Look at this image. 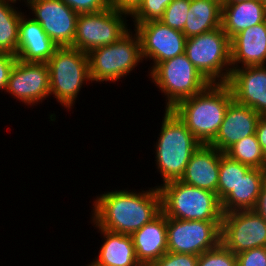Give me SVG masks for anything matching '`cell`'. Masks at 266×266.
<instances>
[{
  "mask_svg": "<svg viewBox=\"0 0 266 266\" xmlns=\"http://www.w3.org/2000/svg\"><path fill=\"white\" fill-rule=\"evenodd\" d=\"M250 169L251 167L233 160L221 152L217 188V197L220 202L234 190L241 177H244Z\"/></svg>",
  "mask_w": 266,
  "mask_h": 266,
  "instance_id": "cell-27",
  "label": "cell"
},
{
  "mask_svg": "<svg viewBox=\"0 0 266 266\" xmlns=\"http://www.w3.org/2000/svg\"><path fill=\"white\" fill-rule=\"evenodd\" d=\"M214 1H216V2L220 3L221 5H223V4H224V0H214Z\"/></svg>",
  "mask_w": 266,
  "mask_h": 266,
  "instance_id": "cell-39",
  "label": "cell"
},
{
  "mask_svg": "<svg viewBox=\"0 0 266 266\" xmlns=\"http://www.w3.org/2000/svg\"><path fill=\"white\" fill-rule=\"evenodd\" d=\"M5 92L30 107L42 103L50 96V72L47 63L17 59Z\"/></svg>",
  "mask_w": 266,
  "mask_h": 266,
  "instance_id": "cell-14",
  "label": "cell"
},
{
  "mask_svg": "<svg viewBox=\"0 0 266 266\" xmlns=\"http://www.w3.org/2000/svg\"><path fill=\"white\" fill-rule=\"evenodd\" d=\"M116 190L98 194L93 200L91 221L107 231L132 235L161 212V195L157 186L136 192Z\"/></svg>",
  "mask_w": 266,
  "mask_h": 266,
  "instance_id": "cell-1",
  "label": "cell"
},
{
  "mask_svg": "<svg viewBox=\"0 0 266 266\" xmlns=\"http://www.w3.org/2000/svg\"><path fill=\"white\" fill-rule=\"evenodd\" d=\"M131 237L140 264L150 265L159 260L168 252L166 215L161 212L151 222L134 232Z\"/></svg>",
  "mask_w": 266,
  "mask_h": 266,
  "instance_id": "cell-20",
  "label": "cell"
},
{
  "mask_svg": "<svg viewBox=\"0 0 266 266\" xmlns=\"http://www.w3.org/2000/svg\"><path fill=\"white\" fill-rule=\"evenodd\" d=\"M32 19L38 22L45 33L59 47H73L78 13L61 0H26Z\"/></svg>",
  "mask_w": 266,
  "mask_h": 266,
  "instance_id": "cell-12",
  "label": "cell"
},
{
  "mask_svg": "<svg viewBox=\"0 0 266 266\" xmlns=\"http://www.w3.org/2000/svg\"><path fill=\"white\" fill-rule=\"evenodd\" d=\"M18 0H0V51L16 56L20 18L24 14L16 10ZM14 4V5H13Z\"/></svg>",
  "mask_w": 266,
  "mask_h": 266,
  "instance_id": "cell-25",
  "label": "cell"
},
{
  "mask_svg": "<svg viewBox=\"0 0 266 266\" xmlns=\"http://www.w3.org/2000/svg\"><path fill=\"white\" fill-rule=\"evenodd\" d=\"M225 154L231 159L251 168L266 170V157L263 154L256 134L237 141Z\"/></svg>",
  "mask_w": 266,
  "mask_h": 266,
  "instance_id": "cell-26",
  "label": "cell"
},
{
  "mask_svg": "<svg viewBox=\"0 0 266 266\" xmlns=\"http://www.w3.org/2000/svg\"><path fill=\"white\" fill-rule=\"evenodd\" d=\"M126 17L127 14L110 7L100 12L79 14L73 47L89 53L115 43L129 30Z\"/></svg>",
  "mask_w": 266,
  "mask_h": 266,
  "instance_id": "cell-9",
  "label": "cell"
},
{
  "mask_svg": "<svg viewBox=\"0 0 266 266\" xmlns=\"http://www.w3.org/2000/svg\"><path fill=\"white\" fill-rule=\"evenodd\" d=\"M92 224L103 234L104 242L93 263L98 266H140L131 235L114 233Z\"/></svg>",
  "mask_w": 266,
  "mask_h": 266,
  "instance_id": "cell-21",
  "label": "cell"
},
{
  "mask_svg": "<svg viewBox=\"0 0 266 266\" xmlns=\"http://www.w3.org/2000/svg\"><path fill=\"white\" fill-rule=\"evenodd\" d=\"M17 57L13 54L0 51V90L5 91L10 72L16 63Z\"/></svg>",
  "mask_w": 266,
  "mask_h": 266,
  "instance_id": "cell-34",
  "label": "cell"
},
{
  "mask_svg": "<svg viewBox=\"0 0 266 266\" xmlns=\"http://www.w3.org/2000/svg\"><path fill=\"white\" fill-rule=\"evenodd\" d=\"M222 221L167 218L168 252L201 255L221 243Z\"/></svg>",
  "mask_w": 266,
  "mask_h": 266,
  "instance_id": "cell-10",
  "label": "cell"
},
{
  "mask_svg": "<svg viewBox=\"0 0 266 266\" xmlns=\"http://www.w3.org/2000/svg\"><path fill=\"white\" fill-rule=\"evenodd\" d=\"M197 266H237L236 255L222 243L199 255Z\"/></svg>",
  "mask_w": 266,
  "mask_h": 266,
  "instance_id": "cell-30",
  "label": "cell"
},
{
  "mask_svg": "<svg viewBox=\"0 0 266 266\" xmlns=\"http://www.w3.org/2000/svg\"><path fill=\"white\" fill-rule=\"evenodd\" d=\"M226 84L235 102L266 116V65L232 68Z\"/></svg>",
  "mask_w": 266,
  "mask_h": 266,
  "instance_id": "cell-15",
  "label": "cell"
},
{
  "mask_svg": "<svg viewBox=\"0 0 266 266\" xmlns=\"http://www.w3.org/2000/svg\"><path fill=\"white\" fill-rule=\"evenodd\" d=\"M161 209L167 218L222 221L223 212L217 194L174 180L157 186Z\"/></svg>",
  "mask_w": 266,
  "mask_h": 266,
  "instance_id": "cell-4",
  "label": "cell"
},
{
  "mask_svg": "<svg viewBox=\"0 0 266 266\" xmlns=\"http://www.w3.org/2000/svg\"><path fill=\"white\" fill-rule=\"evenodd\" d=\"M87 54L91 83L118 82L143 62L140 38L130 28L115 43L92 49Z\"/></svg>",
  "mask_w": 266,
  "mask_h": 266,
  "instance_id": "cell-6",
  "label": "cell"
},
{
  "mask_svg": "<svg viewBox=\"0 0 266 266\" xmlns=\"http://www.w3.org/2000/svg\"><path fill=\"white\" fill-rule=\"evenodd\" d=\"M143 0H108L109 7L131 16Z\"/></svg>",
  "mask_w": 266,
  "mask_h": 266,
  "instance_id": "cell-35",
  "label": "cell"
},
{
  "mask_svg": "<svg viewBox=\"0 0 266 266\" xmlns=\"http://www.w3.org/2000/svg\"><path fill=\"white\" fill-rule=\"evenodd\" d=\"M78 14L95 13L109 7L108 0H61Z\"/></svg>",
  "mask_w": 266,
  "mask_h": 266,
  "instance_id": "cell-32",
  "label": "cell"
},
{
  "mask_svg": "<svg viewBox=\"0 0 266 266\" xmlns=\"http://www.w3.org/2000/svg\"><path fill=\"white\" fill-rule=\"evenodd\" d=\"M47 65L50 96L67 110L72 109L83 84L91 81L88 54L71 46L58 47Z\"/></svg>",
  "mask_w": 266,
  "mask_h": 266,
  "instance_id": "cell-5",
  "label": "cell"
},
{
  "mask_svg": "<svg viewBox=\"0 0 266 266\" xmlns=\"http://www.w3.org/2000/svg\"><path fill=\"white\" fill-rule=\"evenodd\" d=\"M222 5L214 0H191L183 33L190 38L221 27Z\"/></svg>",
  "mask_w": 266,
  "mask_h": 266,
  "instance_id": "cell-24",
  "label": "cell"
},
{
  "mask_svg": "<svg viewBox=\"0 0 266 266\" xmlns=\"http://www.w3.org/2000/svg\"><path fill=\"white\" fill-rule=\"evenodd\" d=\"M232 101V92L226 83H211L202 92L180 101L172 110L201 144L209 145L218 134Z\"/></svg>",
  "mask_w": 266,
  "mask_h": 266,
  "instance_id": "cell-2",
  "label": "cell"
},
{
  "mask_svg": "<svg viewBox=\"0 0 266 266\" xmlns=\"http://www.w3.org/2000/svg\"><path fill=\"white\" fill-rule=\"evenodd\" d=\"M191 0H173L165 9L160 21L178 31H183Z\"/></svg>",
  "mask_w": 266,
  "mask_h": 266,
  "instance_id": "cell-28",
  "label": "cell"
},
{
  "mask_svg": "<svg viewBox=\"0 0 266 266\" xmlns=\"http://www.w3.org/2000/svg\"><path fill=\"white\" fill-rule=\"evenodd\" d=\"M24 14L20 18L16 57L24 62L47 63L59 47L41 25Z\"/></svg>",
  "mask_w": 266,
  "mask_h": 266,
  "instance_id": "cell-19",
  "label": "cell"
},
{
  "mask_svg": "<svg viewBox=\"0 0 266 266\" xmlns=\"http://www.w3.org/2000/svg\"><path fill=\"white\" fill-rule=\"evenodd\" d=\"M133 29L140 38L142 58L152 60L150 71L160 62L185 51L186 36L160 20L137 24Z\"/></svg>",
  "mask_w": 266,
  "mask_h": 266,
  "instance_id": "cell-13",
  "label": "cell"
},
{
  "mask_svg": "<svg viewBox=\"0 0 266 266\" xmlns=\"http://www.w3.org/2000/svg\"><path fill=\"white\" fill-rule=\"evenodd\" d=\"M237 266H266V247L253 248L236 254Z\"/></svg>",
  "mask_w": 266,
  "mask_h": 266,
  "instance_id": "cell-33",
  "label": "cell"
},
{
  "mask_svg": "<svg viewBox=\"0 0 266 266\" xmlns=\"http://www.w3.org/2000/svg\"><path fill=\"white\" fill-rule=\"evenodd\" d=\"M221 151L201 144L192 154L180 181L217 194Z\"/></svg>",
  "mask_w": 266,
  "mask_h": 266,
  "instance_id": "cell-17",
  "label": "cell"
},
{
  "mask_svg": "<svg viewBox=\"0 0 266 266\" xmlns=\"http://www.w3.org/2000/svg\"><path fill=\"white\" fill-rule=\"evenodd\" d=\"M152 82L166 96L165 109L205 90L211 83L188 60L185 53L158 63L148 72Z\"/></svg>",
  "mask_w": 266,
  "mask_h": 266,
  "instance_id": "cell-8",
  "label": "cell"
},
{
  "mask_svg": "<svg viewBox=\"0 0 266 266\" xmlns=\"http://www.w3.org/2000/svg\"><path fill=\"white\" fill-rule=\"evenodd\" d=\"M184 53L210 83H227L232 69L231 46L222 27L187 38Z\"/></svg>",
  "mask_w": 266,
  "mask_h": 266,
  "instance_id": "cell-7",
  "label": "cell"
},
{
  "mask_svg": "<svg viewBox=\"0 0 266 266\" xmlns=\"http://www.w3.org/2000/svg\"><path fill=\"white\" fill-rule=\"evenodd\" d=\"M252 210L266 222V183L262 186L256 204Z\"/></svg>",
  "mask_w": 266,
  "mask_h": 266,
  "instance_id": "cell-36",
  "label": "cell"
},
{
  "mask_svg": "<svg viewBox=\"0 0 266 266\" xmlns=\"http://www.w3.org/2000/svg\"><path fill=\"white\" fill-rule=\"evenodd\" d=\"M240 1H248V0H224V4H231V3H236Z\"/></svg>",
  "mask_w": 266,
  "mask_h": 266,
  "instance_id": "cell-38",
  "label": "cell"
},
{
  "mask_svg": "<svg viewBox=\"0 0 266 266\" xmlns=\"http://www.w3.org/2000/svg\"><path fill=\"white\" fill-rule=\"evenodd\" d=\"M86 266H98L96 264H94L93 262H91L90 264L86 265Z\"/></svg>",
  "mask_w": 266,
  "mask_h": 266,
  "instance_id": "cell-41",
  "label": "cell"
},
{
  "mask_svg": "<svg viewBox=\"0 0 266 266\" xmlns=\"http://www.w3.org/2000/svg\"><path fill=\"white\" fill-rule=\"evenodd\" d=\"M265 183L266 170L251 168L244 177H241L234 190L221 201L223 214L238 210H252Z\"/></svg>",
  "mask_w": 266,
  "mask_h": 266,
  "instance_id": "cell-23",
  "label": "cell"
},
{
  "mask_svg": "<svg viewBox=\"0 0 266 266\" xmlns=\"http://www.w3.org/2000/svg\"><path fill=\"white\" fill-rule=\"evenodd\" d=\"M197 255L166 252L159 260L151 263V266H197Z\"/></svg>",
  "mask_w": 266,
  "mask_h": 266,
  "instance_id": "cell-31",
  "label": "cell"
},
{
  "mask_svg": "<svg viewBox=\"0 0 266 266\" xmlns=\"http://www.w3.org/2000/svg\"><path fill=\"white\" fill-rule=\"evenodd\" d=\"M221 243L235 255L266 247V222L253 210H238L223 214Z\"/></svg>",
  "mask_w": 266,
  "mask_h": 266,
  "instance_id": "cell-11",
  "label": "cell"
},
{
  "mask_svg": "<svg viewBox=\"0 0 266 266\" xmlns=\"http://www.w3.org/2000/svg\"><path fill=\"white\" fill-rule=\"evenodd\" d=\"M230 46L232 68L266 65V21L240 31Z\"/></svg>",
  "mask_w": 266,
  "mask_h": 266,
  "instance_id": "cell-18",
  "label": "cell"
},
{
  "mask_svg": "<svg viewBox=\"0 0 266 266\" xmlns=\"http://www.w3.org/2000/svg\"><path fill=\"white\" fill-rule=\"evenodd\" d=\"M157 140L155 161L163 184L180 180L189 159L201 143L172 109H165Z\"/></svg>",
  "mask_w": 266,
  "mask_h": 266,
  "instance_id": "cell-3",
  "label": "cell"
},
{
  "mask_svg": "<svg viewBox=\"0 0 266 266\" xmlns=\"http://www.w3.org/2000/svg\"><path fill=\"white\" fill-rule=\"evenodd\" d=\"M255 134L257 136L263 154L266 157V116L260 117Z\"/></svg>",
  "mask_w": 266,
  "mask_h": 266,
  "instance_id": "cell-37",
  "label": "cell"
},
{
  "mask_svg": "<svg viewBox=\"0 0 266 266\" xmlns=\"http://www.w3.org/2000/svg\"><path fill=\"white\" fill-rule=\"evenodd\" d=\"M260 117L252 108L233 100L225 112L218 134L209 145L225 153L237 141L255 134Z\"/></svg>",
  "mask_w": 266,
  "mask_h": 266,
  "instance_id": "cell-16",
  "label": "cell"
},
{
  "mask_svg": "<svg viewBox=\"0 0 266 266\" xmlns=\"http://www.w3.org/2000/svg\"><path fill=\"white\" fill-rule=\"evenodd\" d=\"M262 2V4L264 5V8L266 10V0H260Z\"/></svg>",
  "mask_w": 266,
  "mask_h": 266,
  "instance_id": "cell-40",
  "label": "cell"
},
{
  "mask_svg": "<svg viewBox=\"0 0 266 266\" xmlns=\"http://www.w3.org/2000/svg\"><path fill=\"white\" fill-rule=\"evenodd\" d=\"M266 21V10L260 0L222 5L221 27L231 39L240 31Z\"/></svg>",
  "mask_w": 266,
  "mask_h": 266,
  "instance_id": "cell-22",
  "label": "cell"
},
{
  "mask_svg": "<svg viewBox=\"0 0 266 266\" xmlns=\"http://www.w3.org/2000/svg\"><path fill=\"white\" fill-rule=\"evenodd\" d=\"M173 0H143L138 9L131 15L133 25L158 21L162 18L166 7ZM134 19V20H133Z\"/></svg>",
  "mask_w": 266,
  "mask_h": 266,
  "instance_id": "cell-29",
  "label": "cell"
}]
</instances>
